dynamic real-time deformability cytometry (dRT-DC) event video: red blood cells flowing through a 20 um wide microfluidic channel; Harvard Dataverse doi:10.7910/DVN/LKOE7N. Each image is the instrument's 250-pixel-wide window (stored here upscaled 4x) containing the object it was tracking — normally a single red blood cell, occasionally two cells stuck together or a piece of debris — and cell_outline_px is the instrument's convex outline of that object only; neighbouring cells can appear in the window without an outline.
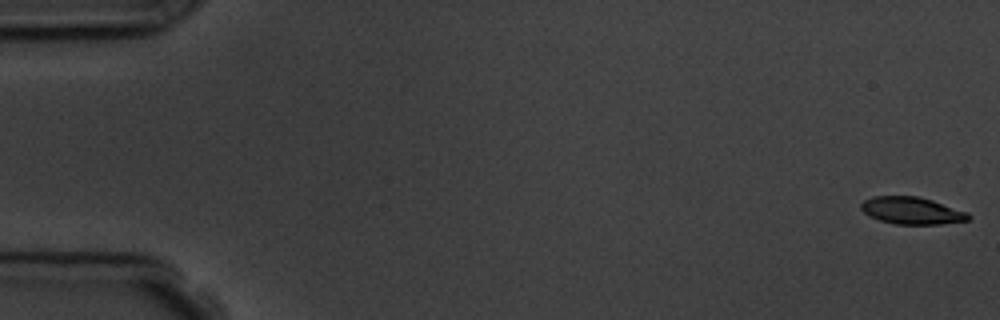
{"species": "common noctule bat (a hibernating species)", "species_latin": "Nyctalus noctula", "temperature_condition": "room temperature", "stored_images_in_passage": 6, "camera_frame_rate_fps": 3000, "um_per_image_px": 0.085, "animal": {"sex": "male", "body_mass_g": 19.5, "forearm_length_mm": 54.6}, "frame": {"image": 1, "passage_image": 1, "time_ms": 0.0, "image_size_px": [1000, 320], "cell_outline_px": [[972, 216], [968, 220], [940, 224], [896, 224], [880, 220], [868, 216], [860, 208], [860, 204], [864, 200], [872, 196], [916, 196], [932, 200], [968, 212]], "centroid_in_image_um": [77.49, 17.9], "position_along_channel_um": 7.5, "area_um2": 16.99}}
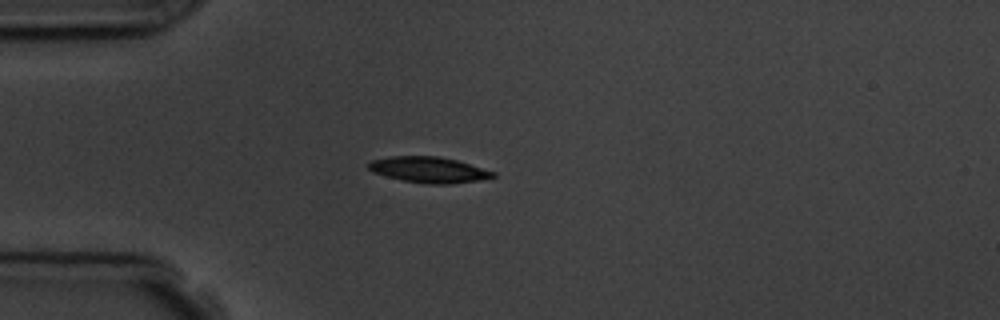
{"frame": {"image": 2, "passage_image": 5, "time_ms": 4.667, "image_size_px": [1000, 320], "cell_outline_px": [[496, 176], [480, 180], [448, 184], [428, 184], [404, 180], [372, 172], [368, 168], [368, 164], [372, 160], [392, 156], [436, 156], [456, 160], [496, 172]], "centroid_in_image_um": [36.46, 14.43], "position_along_channel_um": 48.5, "area_um2": 18.5}}